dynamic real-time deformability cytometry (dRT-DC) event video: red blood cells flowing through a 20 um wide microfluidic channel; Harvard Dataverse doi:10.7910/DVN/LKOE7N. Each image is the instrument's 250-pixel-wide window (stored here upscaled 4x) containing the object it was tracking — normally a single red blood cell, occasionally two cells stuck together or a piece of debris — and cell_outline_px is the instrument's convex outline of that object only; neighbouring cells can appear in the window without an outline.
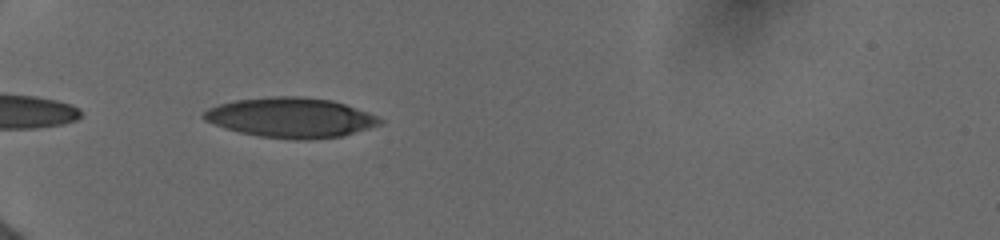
{"species": "human", "species_latin": "Homo sapiens", "temperature_condition": "cold", "stored_images_in_passage": 23, "camera_frame_rate_fps": 3000, "um_per_image_px": 0.085, "donor": {"sex": "female"}, "frame": {"image": 1, "passage_image": 2, "time_ms": 0.333, "image_size_px": [1000, 240], "cell_outline_px": [[384, 120], [380, 124], [368, 128], [340, 136], [308, 140], [296, 140], [260, 136], [240, 132], [224, 128], [204, 120], [200, 116], [208, 108], [220, 104], [236, 100], [272, 96], [300, 96], [332, 100], [368, 112]], "centroid_in_image_um": [24.69, 9.99], "position_along_channel_um": 60.3, "area_um2": 40.81}}
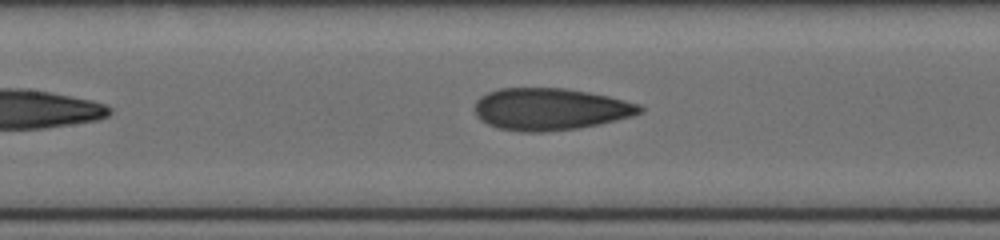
{"frame": {"image": 2, "passage_image": 10, "time_ms": 3.333, "image_size_px": [1000, 240], "cell_outline_px": [[644, 112], [632, 116], [600, 124], [580, 128], [544, 132], [520, 132], [496, 128], [480, 120], [476, 116], [476, 100], [480, 96], [488, 92], [500, 88], [564, 88], [588, 92], [608, 96], [640, 104], [644, 108]], "centroid_in_image_um": [46.77, 9.28], "position_along_channel_um": 160.6, "area_um2": 40.69}}
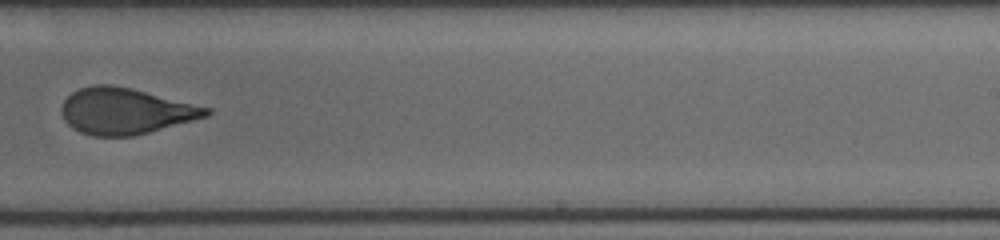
{"frame": {"image": 3, "passage_image": 18, "time_ms": 6.333, "image_size_px": [1000, 240], "cell_outline_px": [[212, 112], [208, 116], [148, 132], [132, 136], [92, 136], [80, 132], [72, 128], [64, 120], [60, 112], [60, 108], [64, 100], [72, 92], [80, 88], [92, 84], [112, 84], [132, 88], [212, 108]], "centroid_in_image_um": [10.63, 9.43], "position_along_channel_um": 278.4, "area_um2": 39.07}}